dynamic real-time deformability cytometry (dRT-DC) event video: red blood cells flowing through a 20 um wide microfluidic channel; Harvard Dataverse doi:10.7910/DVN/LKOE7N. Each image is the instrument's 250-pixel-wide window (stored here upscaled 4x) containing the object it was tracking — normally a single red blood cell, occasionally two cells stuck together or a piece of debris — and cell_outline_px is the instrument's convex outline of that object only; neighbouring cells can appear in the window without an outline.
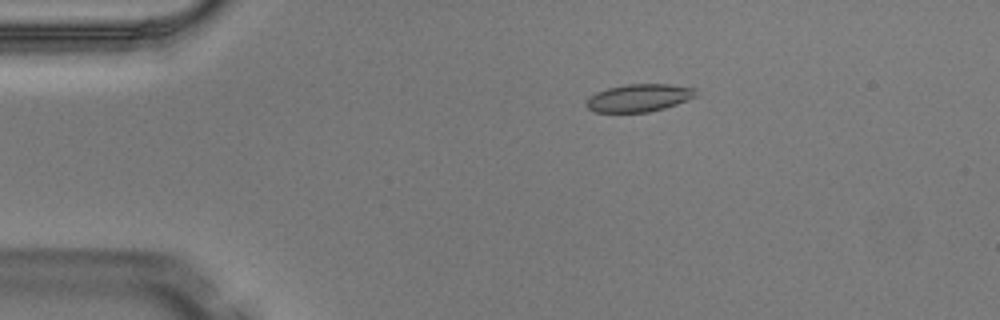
{"species": "Egyptian fruit bat (a non-hibernating species)", "species_latin": "Rousettus aegyptiacus", "temperature_condition": "warm", "stored_images_in_passage": 6, "camera_frame_rate_fps": 3000, "um_per_image_px": 0.085, "animal": {"sex": "male"}, "frame": {"image": 1, "passage_image": 3, "time_ms": 0.667, "image_size_px": [1000, 320], "cell_outline_px": [[696, 96], [688, 100], [664, 108], [648, 112], [596, 112], [588, 108], [584, 104], [588, 96], [596, 92], [608, 88], [628, 84], [668, 84], [696, 88]], "centroid_in_image_um": [54.29, 8.32], "position_along_channel_um": 30.7, "area_um2": 17.69}}
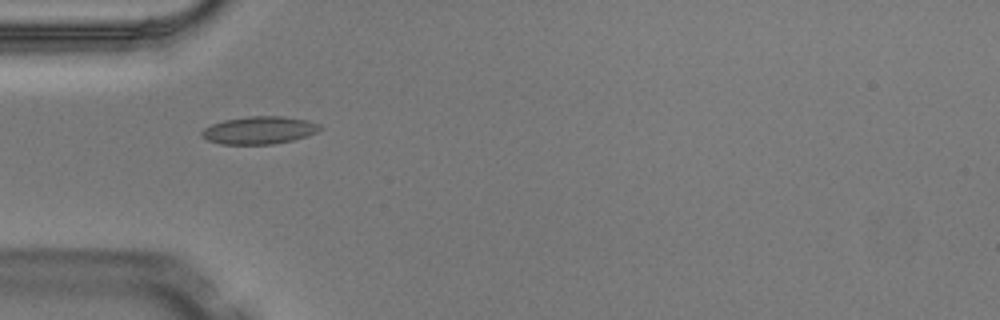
{"frame": {"image": 2, "passage_image": 4, "time_ms": 1.0, "image_size_px": [1000, 320], "cell_outline_px": [[324, 128], [308, 136], [292, 140], [272, 144], [220, 144], [208, 140], [200, 136], [200, 132], [204, 128], [212, 124], [224, 120], [248, 116], [284, 116], [308, 120], [320, 124]], "centroid_in_image_um": [22.05, 11.06], "position_along_channel_um": 62.9, "area_um2": 19.19}}